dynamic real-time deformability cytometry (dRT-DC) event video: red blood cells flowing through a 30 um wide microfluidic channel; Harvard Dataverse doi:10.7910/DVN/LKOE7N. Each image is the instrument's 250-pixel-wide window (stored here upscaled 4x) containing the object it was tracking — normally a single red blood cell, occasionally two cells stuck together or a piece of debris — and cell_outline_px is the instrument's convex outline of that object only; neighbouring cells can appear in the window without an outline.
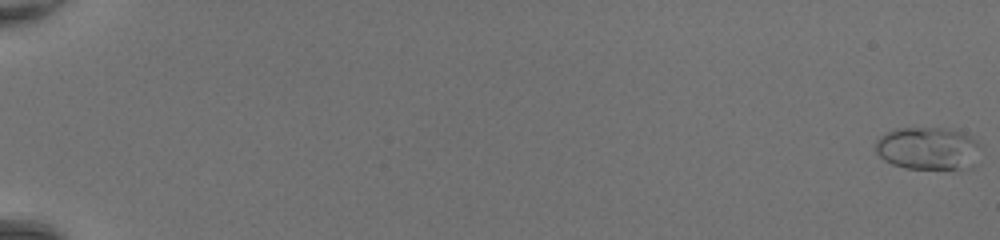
{"species": "common noctule bat (a hibernating species)", "species_latin": "Nyctalus noctula", "temperature_condition": "room temperature", "stored_images_in_passage": 50, "camera_frame_rate_fps": 3000, "um_per_image_px": 0.085, "animal": {"sex": "female", "body_mass_g": 20.0, "forearm_length_mm": 54.0}, "frame": {"image": 1, "passage_image": 1, "time_ms": 0.0, "image_size_px": [1000, 240], "cell_outline_px": [[980, 144], [956, 168], [908, 168], [892, 164], [884, 160], [876, 152], [876, 140], [880, 136], [896, 128], [940, 128], [960, 132], [972, 136]], "centroid_in_image_um": [78.66, 12.55], "position_along_channel_um": 6.3, "area_um2": 24.45}}
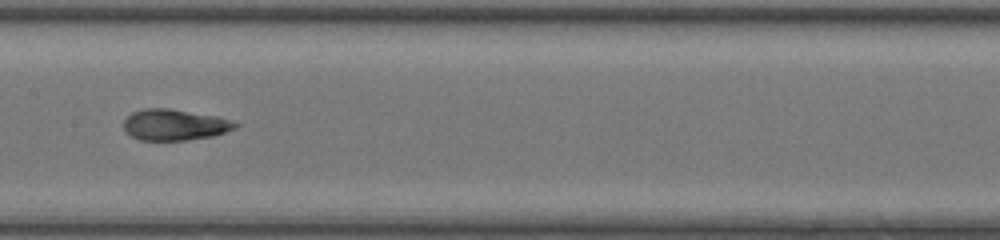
{"frame": {"image": 2, "passage_image": 29, "time_ms": 9.333, "image_size_px": [1000, 240], "cell_outline_px": [[240, 124], [236, 128], [212, 136], [184, 140], [140, 140], [132, 136], [124, 128], [124, 120], [132, 112], [144, 108], [168, 108], [216, 116]], "centroid_in_image_um": [14.82, 10.6], "position_along_channel_um": 192.6, "area_um2": 19.94}}
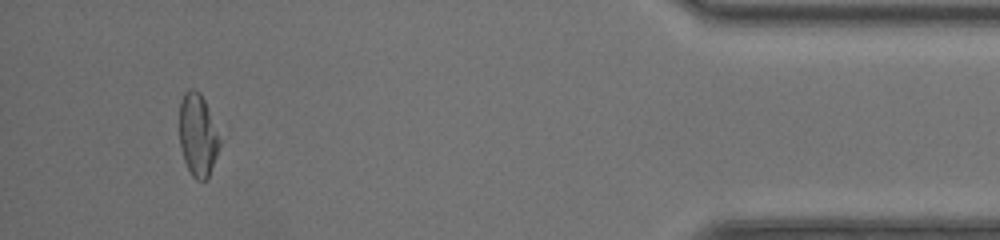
{"frame": {"image": 3, "passage_image": 48, "time_ms": 15.667, "image_size_px": [1000, 240], "cell_outline_px": [[220, 144], [208, 180], [196, 180], [192, 176], [184, 160], [180, 148], [180, 100], [184, 92], [188, 88], [192, 88], [200, 92], [204, 100], [220, 140]], "centroid_in_image_um": [16.79, 11.49], "position_along_channel_um": 418.4, "area_um2": 19.19}, "authors_computed_cell_mechanics": {"area_um2": 20.4901, "velocity_mm_per_s": 4.4158, "shape_relaxation_time_tau1_ms": 6.7113, "shape_relaxation_time_tau2_ms": 0.821, "deformation_change_tau1": 0.244, "deformation_change_tau2": 0.0402}}